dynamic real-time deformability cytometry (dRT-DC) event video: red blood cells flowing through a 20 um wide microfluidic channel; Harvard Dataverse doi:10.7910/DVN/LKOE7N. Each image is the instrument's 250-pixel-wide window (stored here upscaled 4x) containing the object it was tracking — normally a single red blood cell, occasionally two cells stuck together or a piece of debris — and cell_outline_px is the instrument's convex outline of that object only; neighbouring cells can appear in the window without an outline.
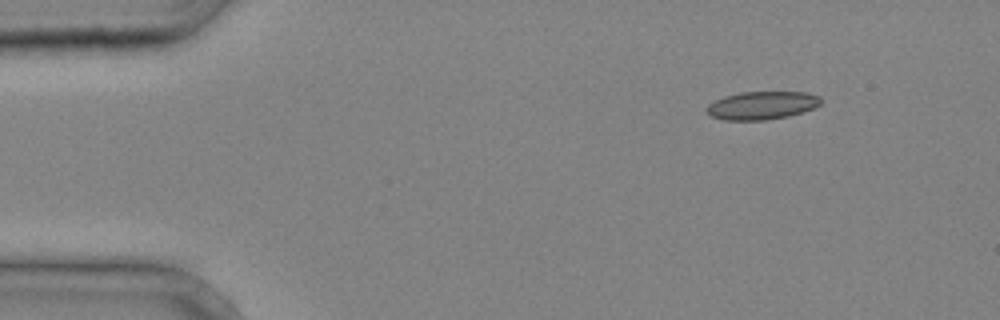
{"species": "common noctule bat (a hibernating species)", "species_latin": "Nyctalus noctula", "temperature_condition": "cold", "stored_images_in_passage": 3, "camera_frame_rate_fps": 3000, "um_per_image_px": 0.085, "animal": {"sex": "male", "body_mass_g": 20.4}, "frame": {"image": 1, "passage_image": 1, "time_ms": 0.0, "image_size_px": [1000, 320], "cell_outline_px": [[820, 104], [804, 112], [788, 116], [768, 120], [724, 120], [708, 116], [704, 112], [704, 108], [708, 104], [724, 96], [740, 92], [808, 92], [820, 96]], "centroid_in_image_um": [64.7, 8.97], "position_along_channel_um": 20.3, "area_um2": 18.96}}
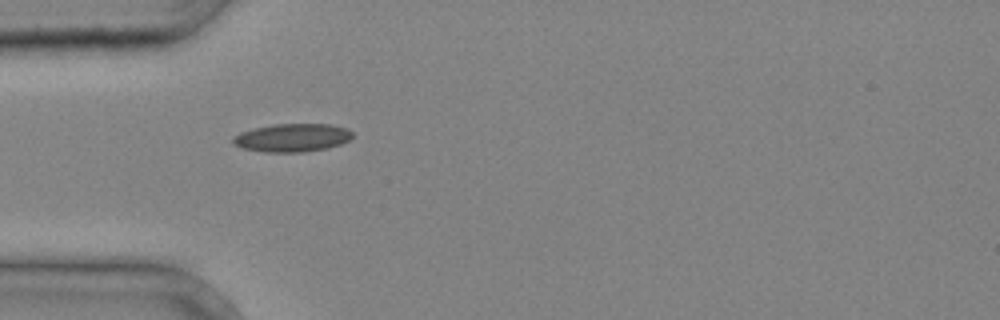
{"frame": {"image": 2, "passage_image": 3, "time_ms": 0.667, "image_size_px": [1000, 320], "cell_outline_px": [[352, 136], [348, 140], [340, 144], [328, 148], [304, 152], [264, 152], [244, 148], [232, 144], [232, 140], [240, 132], [252, 128], [276, 124], [332, 124], [348, 128], [352, 132]], "centroid_in_image_um": [24.85, 11.7], "position_along_channel_um": 60.1, "area_um2": 19.65}}